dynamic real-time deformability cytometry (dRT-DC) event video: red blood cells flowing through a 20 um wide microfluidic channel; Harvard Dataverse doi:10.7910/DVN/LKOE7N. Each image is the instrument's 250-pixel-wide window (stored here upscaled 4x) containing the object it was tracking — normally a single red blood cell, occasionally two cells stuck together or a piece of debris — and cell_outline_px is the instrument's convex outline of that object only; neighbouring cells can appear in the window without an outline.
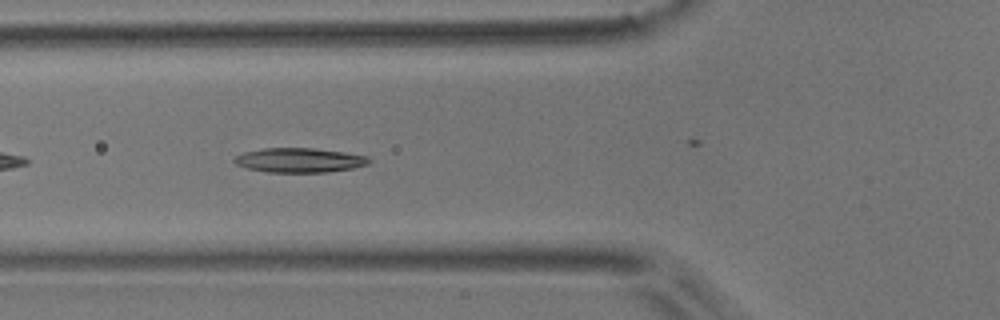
{"species": "common noctule bat (a hibernating species)", "species_latin": "Nyctalus noctula", "temperature_condition": "room temperature", "stored_images_in_passage": 30, "camera_frame_rate_fps": 3000, "um_per_image_px": 0.085, "animal": {"sex": "male", "body_mass_g": 17.9}, "frame": {"image": 1, "passage_image": 3, "time_ms": 0.667, "image_size_px": [1000, 320], "cell_outline_px": [[372, 160], [368, 164], [352, 168], [328, 172], [268, 172], [248, 168], [236, 164], [232, 160], [236, 156], [244, 152], [264, 148], [312, 148], [344, 152], [368, 156]], "centroid_in_image_um": [25.47, 13.61], "position_along_channel_um": 100.3, "area_um2": 19.13}}
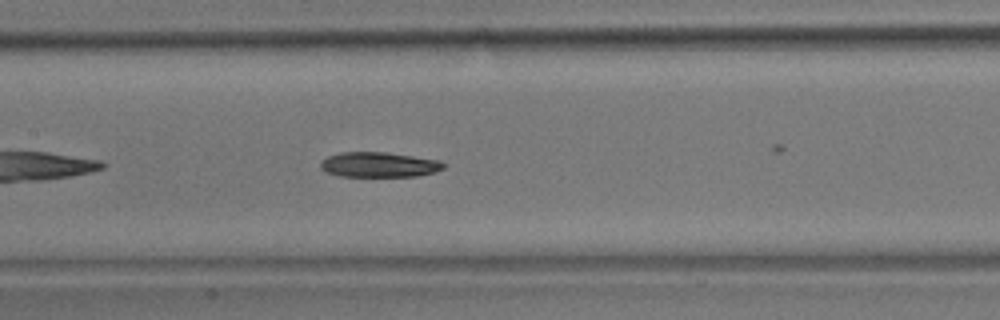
{"frame": {"image": 2, "passage_image": 9, "time_ms": 2.667, "image_size_px": [1000, 320], "cell_outline_px": [[444, 168], [436, 172], [416, 176], [340, 176], [324, 172], [320, 168], [320, 160], [328, 156], [340, 152], [384, 152], [440, 160], [444, 164]], "centroid_in_image_um": [32.17, 14.0], "position_along_channel_um": 175.2, "area_um2": 18.03}}
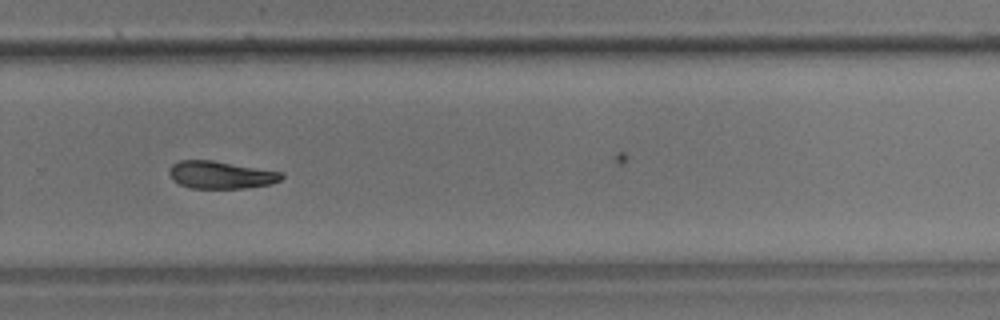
{"frame": {"image": 3, "passage_image": 20, "time_ms": 6.333, "image_size_px": [1000, 320], "cell_outline_px": [[284, 176], [280, 180], [272, 184], [244, 188], [188, 188], [172, 180], [168, 172], [172, 164], [180, 160], [212, 160], [284, 172]], "centroid_in_image_um": [18.77, 14.86], "position_along_channel_um": 311.0, "area_um2": 18.15}}